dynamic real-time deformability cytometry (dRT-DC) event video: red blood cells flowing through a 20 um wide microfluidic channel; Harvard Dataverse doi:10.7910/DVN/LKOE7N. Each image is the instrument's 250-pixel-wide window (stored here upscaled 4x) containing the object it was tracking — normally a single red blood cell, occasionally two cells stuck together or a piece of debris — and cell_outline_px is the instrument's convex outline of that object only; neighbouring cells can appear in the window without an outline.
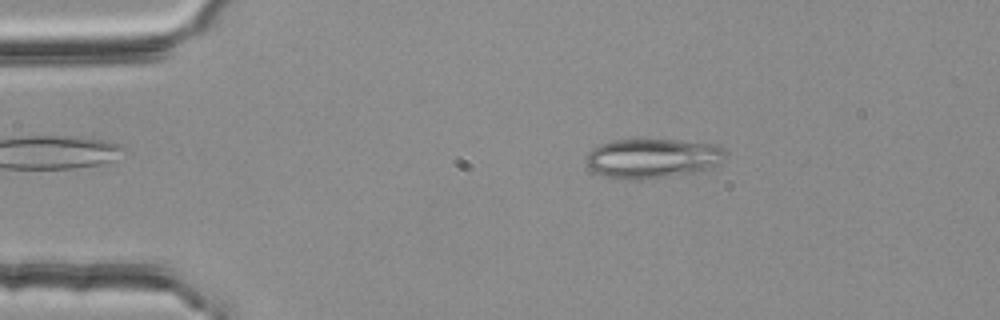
{"species": "common noctule bat (a hibernating species)", "species_latin": "Nyctalus noctula", "temperature_condition": "room temperature", "stored_images_in_passage": 45, "camera_frame_rate_fps": 3000, "um_per_image_px": 0.085, "animal": {"sex": "female", "body_mass_g": 25.1}, "frame": {"image": 1, "passage_image": 8, "time_ms": 2.333, "image_size_px": [1000, 320], "cell_outline_px": [[724, 156], [716, 164], [700, 172], [636, 180], [604, 176], [596, 172], [588, 164], [588, 152], [592, 148], [600, 144], [616, 140], [676, 140], [716, 144], [724, 148]], "centroid_in_image_um": [55.48, 13.45], "position_along_channel_um": 29.5, "area_um2": 31.62}}
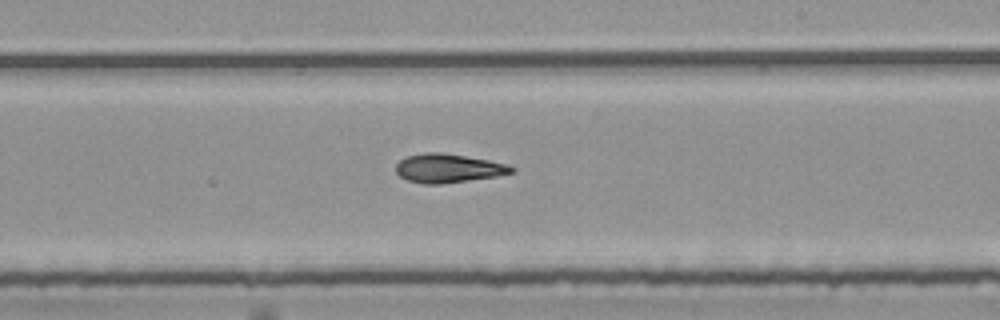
{"frame": {"image": 2, "passage_image": 30, "time_ms": 9.667, "image_size_px": [1000, 320], "cell_outline_px": [[516, 172], [496, 176], [440, 184], [424, 184], [408, 180], [400, 176], [396, 172], [396, 164], [400, 160], [408, 156], [424, 152], [444, 152], [488, 160], [508, 164], [516, 168]], "centroid_in_image_um": [38.12, 14.29], "position_along_channel_um": 250.9, "area_um2": 19.42}}
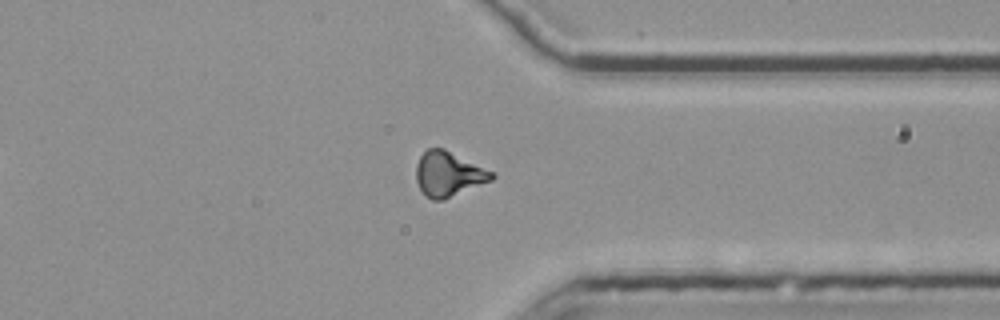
{"frame": {"image": 3, "passage_image": 40, "time_ms": 13.0, "image_size_px": [1000, 320], "cell_outline_px": [[496, 176], [492, 180], [444, 200], [432, 200], [420, 188], [416, 180], [416, 164], [420, 156], [428, 148], [444, 148], [492, 172]], "centroid_in_image_um": [38.1, 14.79], "position_along_channel_um": 373.3, "area_um2": 19.48}, "authors_computed_cell_mechanics": {"area_um2": 19.4786, "velocity_mm_per_s": 3.7839, "shape_relaxation_time_tau1_ms": 8.0425, "shape_relaxation_time_tau2_ms": 6.7085, "deformation_change_tau1": 0.203, "deformation_change_tau2": 0.1602}}